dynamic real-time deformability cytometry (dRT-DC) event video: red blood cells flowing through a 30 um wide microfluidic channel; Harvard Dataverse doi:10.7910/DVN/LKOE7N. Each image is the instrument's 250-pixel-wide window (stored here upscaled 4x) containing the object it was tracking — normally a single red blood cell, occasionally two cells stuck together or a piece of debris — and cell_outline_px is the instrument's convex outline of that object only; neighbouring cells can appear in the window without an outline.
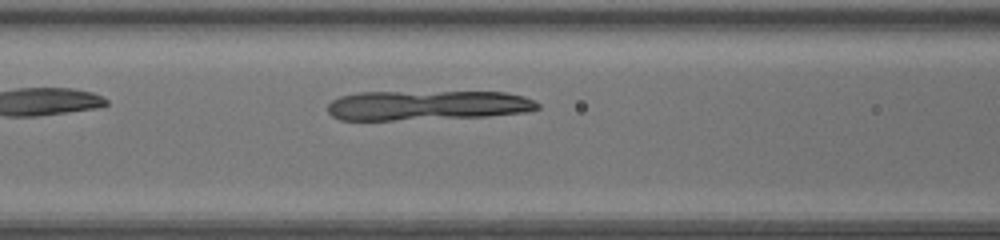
{"species": "common noctule bat (a hibernating species)", "species_latin": "Nyctalus noctula", "temperature_condition": "warm", "stored_images_in_passage": 33, "segment_of_instrument_passage": [2, 3], "camera_frame_rate_fps": 3000, "um_per_image_px": 0.085, "animal": {"sex": "female", "body_mass_g": 17.0, "forearm_length_mm": 48.0}, "frame": {"image": 1, "passage_image": 5, "time_ms": 1.333, "image_size_px": [1000, 240], "cell_outline_px": [[536, 108], [512, 112], [380, 120], [348, 120], [336, 116], [332, 112], [332, 104], [340, 100], [352, 96], [456, 92], [496, 92], [516, 96], [528, 100], [536, 104]], "centroid_in_image_um": [36.34, 8.96], "position_along_channel_um": 130.3, "area_um2": 31.39}}
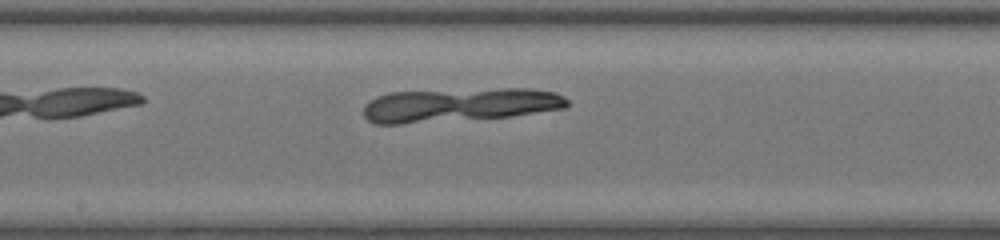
{"frame": {"image": 2, "passage_image": 11, "time_ms": 3.333, "image_size_px": [1000, 240], "cell_outline_px": [[568, 104], [548, 108], [500, 116], [408, 120], [372, 120], [368, 116], [368, 104], [384, 96], [492, 92], [548, 92], [564, 100]], "centroid_in_image_um": [39.08, 8.95], "position_along_channel_um": 209.1, "area_um2": 31.04}}
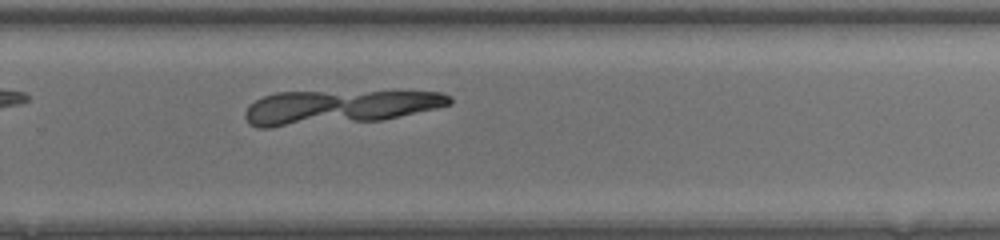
{"frame": {"image": 3, "passage_image": 18, "time_ms": 5.667, "image_size_px": [1000, 240], "cell_outline_px": [[448, 104], [392, 116], [280, 124], [252, 124], [248, 120], [248, 112], [252, 104], [268, 96], [300, 92], [428, 92], [448, 96]], "centroid_in_image_um": [28.82, 9.02], "position_along_channel_um": 301.0, "area_um2": 35.14}}